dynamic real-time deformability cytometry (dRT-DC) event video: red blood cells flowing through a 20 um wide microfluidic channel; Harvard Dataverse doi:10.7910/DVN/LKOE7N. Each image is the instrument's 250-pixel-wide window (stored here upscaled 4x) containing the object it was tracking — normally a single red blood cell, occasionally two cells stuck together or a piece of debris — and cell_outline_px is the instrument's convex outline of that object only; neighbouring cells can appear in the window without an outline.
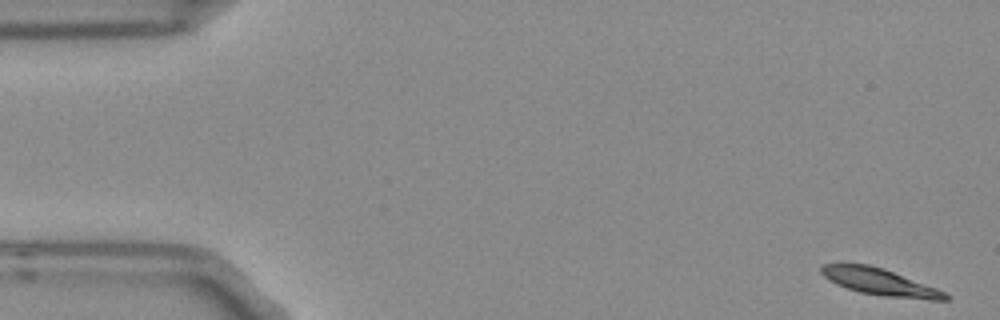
{"species": "Egyptian fruit bat (a non-hibernating species)", "species_latin": "Rousettus aegyptiacus", "temperature_condition": "room temperature", "stored_images_in_passage": 5, "camera_frame_rate_fps": 3000, "um_per_image_px": 0.085, "frame": {"image": 1, "passage_image": 1, "time_ms": 0.0, "image_size_px": [1000, 320], "cell_outline_px": [[948, 300], [928, 300], [884, 296], [860, 292], [836, 284], [828, 280], [820, 272], [820, 268], [824, 264], [868, 264], [884, 268], [936, 288], [944, 292], [948, 296]], "centroid_in_image_um": [74.77, 23.96], "position_along_channel_um": 10.2, "area_um2": 19.19}}
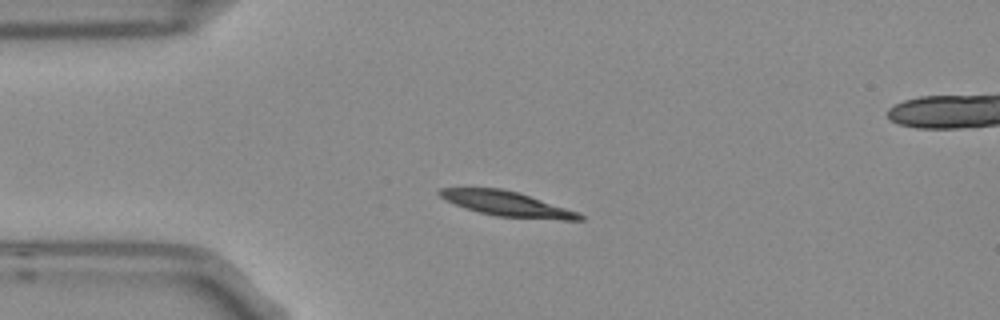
{"frame": {"image": 2, "passage_image": 4, "time_ms": 1.0, "image_size_px": [1000, 320], "cell_outline_px": [[584, 220], [560, 220], [496, 216], [464, 208], [440, 196], [436, 192], [440, 188], [500, 188], [516, 192], [576, 212], [584, 216]], "centroid_in_image_um": [43.05, 17.33], "position_along_channel_um": 42.0, "area_um2": 19.71}}